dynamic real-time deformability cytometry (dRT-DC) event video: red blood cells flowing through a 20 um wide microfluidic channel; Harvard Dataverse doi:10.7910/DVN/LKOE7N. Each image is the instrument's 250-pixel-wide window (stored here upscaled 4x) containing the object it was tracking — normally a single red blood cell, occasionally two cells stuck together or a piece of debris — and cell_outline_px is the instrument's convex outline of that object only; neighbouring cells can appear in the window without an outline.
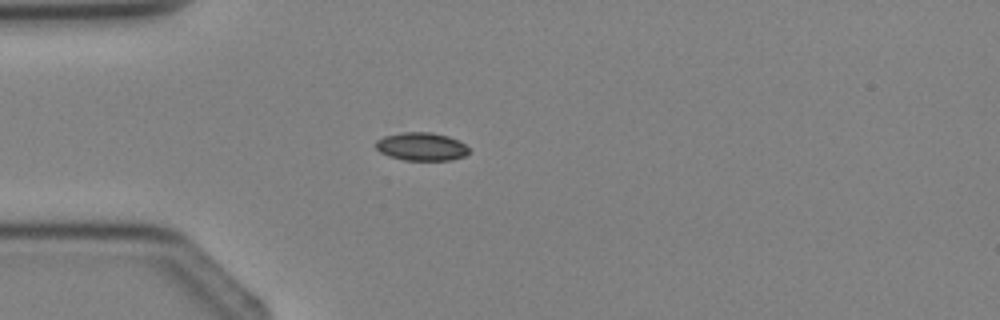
{"species": "Egyptian fruit bat (a non-hibernating species)", "species_latin": "Rousettus aegyptiacus", "temperature_condition": "cold", "stored_images_in_passage": 2, "camera_frame_rate_fps": 3000, "um_per_image_px": 0.085, "animal": {"sex": "female"}, "frame": {"image": 1, "passage_image": 2, "time_ms": 2.333, "image_size_px": [1000, 320], "cell_outline_px": [[472, 152], [464, 156], [452, 160], [404, 160], [388, 156], [380, 152], [376, 148], [376, 140], [384, 136], [400, 132], [432, 132], [448, 136], [460, 140]], "centroid_in_image_um": [35.84, 12.45], "position_along_channel_um": 49.2, "area_um2": 15.49}}